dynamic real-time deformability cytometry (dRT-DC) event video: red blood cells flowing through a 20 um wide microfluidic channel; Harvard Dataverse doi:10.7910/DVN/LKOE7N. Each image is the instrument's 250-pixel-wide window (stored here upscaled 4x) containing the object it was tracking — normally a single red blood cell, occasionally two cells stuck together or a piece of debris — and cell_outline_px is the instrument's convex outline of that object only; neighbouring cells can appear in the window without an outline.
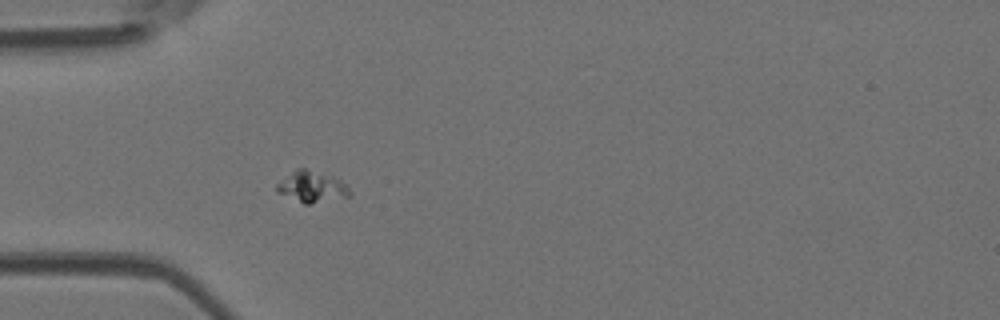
{"species": "Egyptian fruit bat (a non-hibernating species)", "species_latin": "Rousettus aegyptiacus", "temperature_condition": "room temperature", "stored_images_in_passage": 3, "camera_frame_rate_fps": 3000, "um_per_image_px": 0.085, "animal": {"sex": "female"}, "frame": {"image": 1, "passage_image": 3, "time_ms": 0.667, "image_size_px": [1000, 320], "cell_outline_px": [[352, 196], [308, 204], [304, 204], [276, 192], [276, 184], [296, 168], [304, 168], [332, 176], [348, 184], [352, 192]], "centroid_in_image_um": [26.54, 15.88], "position_along_channel_um": 58.5, "area_um2": 13.35}}